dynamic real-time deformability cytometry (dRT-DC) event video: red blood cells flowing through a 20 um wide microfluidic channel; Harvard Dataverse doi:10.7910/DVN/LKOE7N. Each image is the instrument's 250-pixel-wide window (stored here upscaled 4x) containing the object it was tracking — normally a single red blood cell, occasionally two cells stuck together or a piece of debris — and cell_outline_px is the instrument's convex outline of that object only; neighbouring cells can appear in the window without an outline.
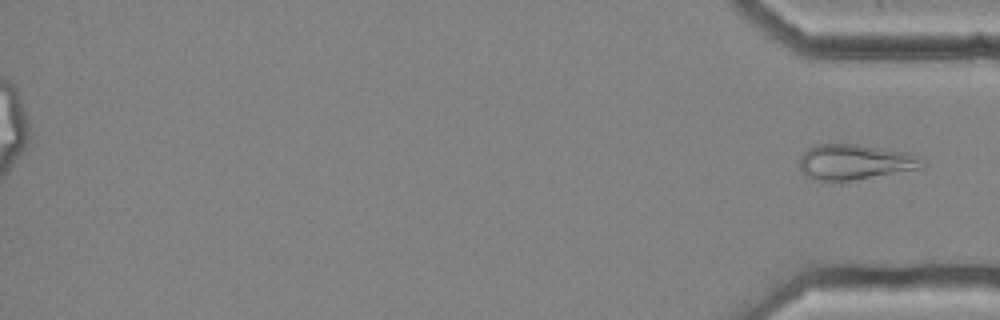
{"species": "common noctule bat (a hibernating species)", "species_latin": "Nyctalus noctula", "temperature_condition": "cold", "stored_images_in_passage": 55, "segment_of_instrument_passage": [2, 2], "camera_frame_rate_fps": 3000, "um_per_image_px": 0.085, "animal": {"sex": "female", "body_mass_g": 25.1}, "frame": {"image": 1, "passage_image": 55, "time_ms": 18.0, "image_size_px": [1000, 320], "cell_outline_px": [[924, 168], [852, 180], [812, 180], [804, 176], [800, 172], [800, 156], [808, 148], [816, 144], [856, 144], [908, 152], [920, 156]], "centroid_in_image_um": [72.64, 13.77], "position_along_channel_um": 362.6, "area_um2": 25.37}}